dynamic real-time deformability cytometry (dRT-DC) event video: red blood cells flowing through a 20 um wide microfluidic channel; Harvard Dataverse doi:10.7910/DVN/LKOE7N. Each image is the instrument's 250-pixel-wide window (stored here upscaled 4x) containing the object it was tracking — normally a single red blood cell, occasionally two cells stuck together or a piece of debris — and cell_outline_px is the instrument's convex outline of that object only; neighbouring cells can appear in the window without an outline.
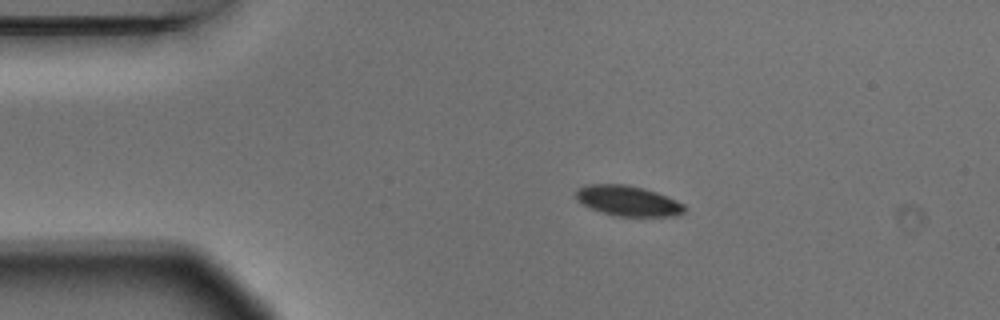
{"species": "Egyptian fruit bat (a non-hibernating species)", "species_latin": "Rousettus aegyptiacus", "temperature_condition": "warm", "stored_images_in_passage": 3, "camera_frame_rate_fps": 3000, "um_per_image_px": 0.085, "animal": {"sex": "male"}, "frame": {"image": 1, "passage_image": 2, "time_ms": 0.333, "image_size_px": [1000, 320], "cell_outline_px": [[684, 212], [676, 216], [616, 216], [592, 208], [576, 200], [576, 188], [584, 184], [628, 184], [644, 188], [656, 192], [676, 200], [684, 204]], "centroid_in_image_um": [53.36, 17.05], "position_along_channel_um": 31.6, "area_um2": 19.13}}